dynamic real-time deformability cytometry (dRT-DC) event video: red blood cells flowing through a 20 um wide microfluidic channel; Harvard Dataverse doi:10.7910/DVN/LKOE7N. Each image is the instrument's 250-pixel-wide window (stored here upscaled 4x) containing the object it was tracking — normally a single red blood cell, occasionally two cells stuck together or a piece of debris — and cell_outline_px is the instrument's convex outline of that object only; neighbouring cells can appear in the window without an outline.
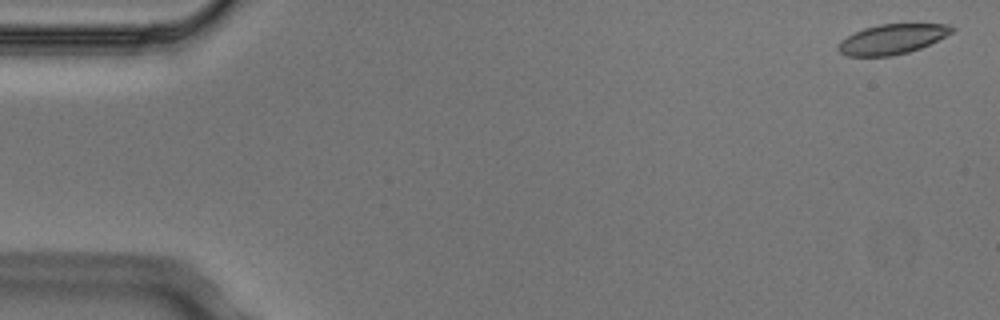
{"species": "Egyptian fruit bat (a non-hibernating species)", "species_latin": "Rousettus aegyptiacus", "temperature_condition": "cold", "stored_images_in_passage": 8, "camera_frame_rate_fps": 3000, "um_per_image_px": 0.085, "animal": {"sex": "male"}, "frame": {"image": 1, "passage_image": 1, "time_ms": 0.0, "image_size_px": [1000, 320], "cell_outline_px": [[956, 28], [952, 32], [920, 48], [908, 52], [892, 56], [848, 56], [840, 52], [836, 48], [840, 40], [864, 28], [880, 24], [948, 24]], "centroid_in_image_um": [75.8, 3.33], "position_along_channel_um": 9.2, "area_um2": 19.59}}
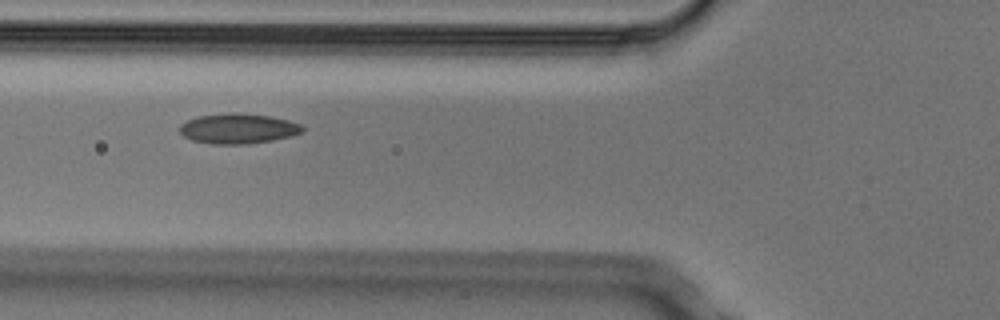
{"frame": {"image": 2, "passage_image": 6, "time_ms": 1.667, "image_size_px": [1000, 320], "cell_outline_px": [[304, 132], [292, 136], [272, 140], [248, 144], [212, 144], [192, 140], [184, 136], [180, 132], [180, 124], [188, 120], [200, 116], [232, 112], [272, 116], [288, 120], [300, 124], [304, 128]], "centroid_in_image_um": [20.27, 10.93], "position_along_channel_um": 105.5, "area_um2": 21.56}}
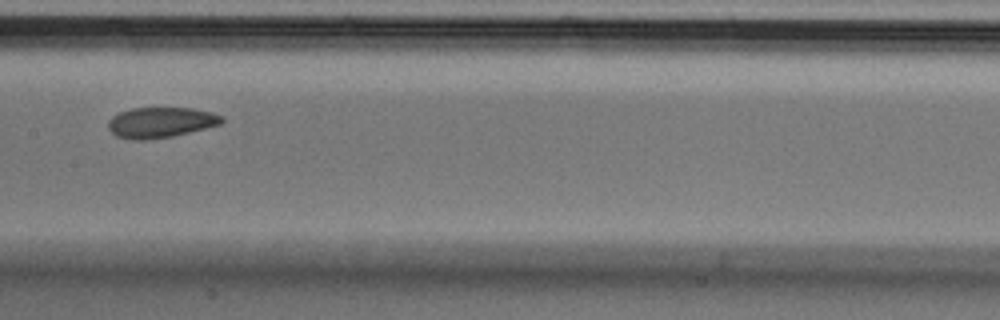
{"frame": {"image": 3, "passage_image": 8, "time_ms": 2.333, "image_size_px": [1000, 320], "cell_outline_px": [[224, 120], [220, 124], [172, 136], [144, 140], [132, 140], [116, 136], [108, 128], [108, 120], [112, 116], [120, 112], [132, 108], [192, 108], [212, 112], [220, 116]], "centroid_in_image_um": [13.61, 10.4], "position_along_channel_um": 193.8, "area_um2": 20.0}}